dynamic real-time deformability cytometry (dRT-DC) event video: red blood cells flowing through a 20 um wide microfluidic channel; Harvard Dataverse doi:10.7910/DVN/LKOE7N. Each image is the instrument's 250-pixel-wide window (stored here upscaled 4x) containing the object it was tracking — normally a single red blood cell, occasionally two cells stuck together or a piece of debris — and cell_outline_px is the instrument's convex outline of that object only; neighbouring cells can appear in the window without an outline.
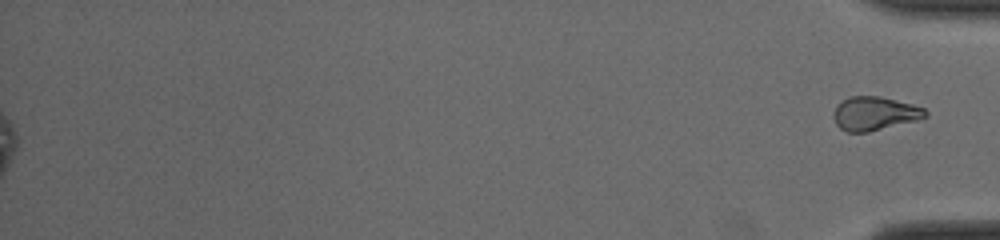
{"species": "common noctule bat (a hibernating species)", "species_latin": "Nyctalus noctula", "temperature_condition": "cold", "stored_images_in_passage": 44, "segment_of_instrument_passage": [2, 2], "camera_frame_rate_fps": 3000, "um_per_image_px": 0.085, "animal": {"sex": "male", "body_mass_g": 19.0, "forearm_length_mm": 50.8}, "frame": {"image": 1, "passage_image": 44, "time_ms": 14.333, "image_size_px": [1000, 240], "cell_outline_px": [[928, 116], [920, 120], [868, 132], [848, 132], [840, 128], [836, 124], [832, 116], [836, 104], [848, 96], [880, 96], [912, 104], [924, 108], [928, 112]], "centroid_in_image_um": [74.34, 9.65], "position_along_channel_um": 360.9, "area_um2": 18.32}}